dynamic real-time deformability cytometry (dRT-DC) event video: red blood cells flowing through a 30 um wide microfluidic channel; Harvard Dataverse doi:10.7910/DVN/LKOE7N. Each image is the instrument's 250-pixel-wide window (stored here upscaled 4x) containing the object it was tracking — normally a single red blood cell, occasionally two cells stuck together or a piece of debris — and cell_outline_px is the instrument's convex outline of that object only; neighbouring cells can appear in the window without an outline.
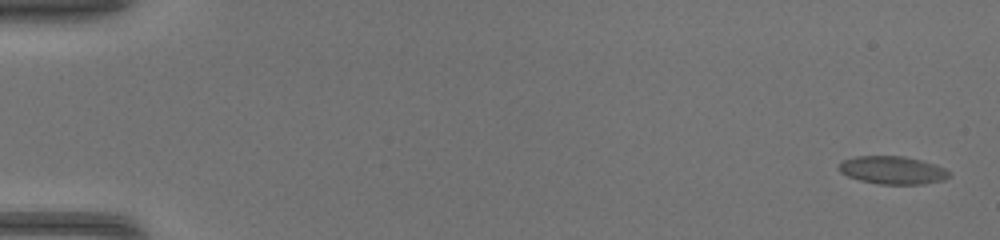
{"species": "common noctule bat (a hibernating species)", "species_latin": "Nyctalus noctula", "temperature_condition": "warm", "stored_images_in_passage": 48, "camera_frame_rate_fps": 3000, "um_per_image_px": 0.085, "animal": {"sex": "female", "body_mass_g": 17.0, "forearm_length_mm": 48.0}, "frame": {"image": 1, "passage_image": 2, "time_ms": 0.333, "image_size_px": [1000, 240], "cell_outline_px": [[948, 176], [944, 180], [924, 184], [880, 184], [860, 180], [848, 176], [840, 172], [840, 164], [844, 160], [856, 156], [904, 156], [936, 164], [944, 168], [948, 172]], "centroid_in_image_um": [75.88, 14.46], "position_along_channel_um": 9.1, "area_um2": 17.74}}
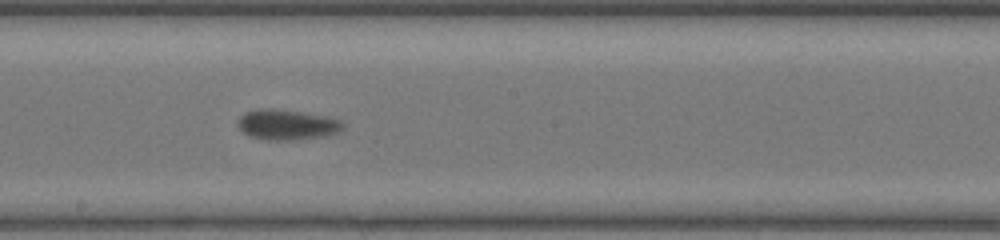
{"frame": {"image": 2, "passage_image": 28, "time_ms": 9.0, "image_size_px": [1000, 240], "cell_outline_px": [[344, 128], [336, 132], [324, 136], [292, 140], [268, 140], [252, 136], [244, 132], [240, 128], [240, 116], [244, 112], [256, 108], [272, 108], [300, 112], [324, 116], [340, 120], [344, 124]], "centroid_in_image_um": [24.39, 10.58], "position_along_channel_um": 223.8, "area_um2": 18.26}}
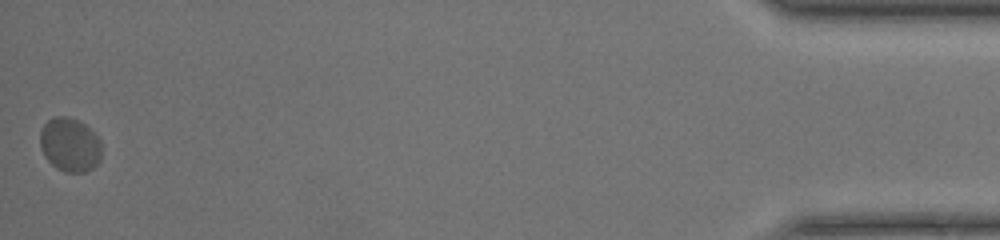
{"frame": {"image": 3, "passage_image": 48, "time_ms": 15.667, "image_size_px": [1000, 240], "cell_outline_px": [[100, 160], [92, 168], [84, 172], [64, 172], [56, 168], [44, 156], [40, 148], [40, 132], [44, 124], [52, 116], [68, 116], [84, 124], [100, 140]], "centroid_in_image_um": [5.9, 12.3], "position_along_channel_um": 429.3, "area_um2": 19.25}}